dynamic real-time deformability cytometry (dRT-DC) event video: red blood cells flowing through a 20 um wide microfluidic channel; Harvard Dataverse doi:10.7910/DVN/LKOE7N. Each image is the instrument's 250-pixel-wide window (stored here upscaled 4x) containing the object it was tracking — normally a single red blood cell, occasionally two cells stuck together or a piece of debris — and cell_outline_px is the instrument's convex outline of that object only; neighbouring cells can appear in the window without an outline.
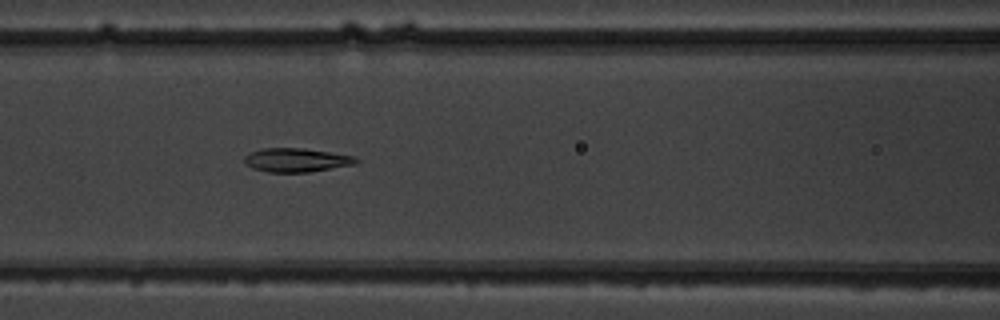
{"species": "common noctule bat (a hibernating species)", "species_latin": "Nyctalus noctula", "temperature_condition": "warm", "stored_images_in_passage": 11, "camera_frame_rate_fps": 3000, "um_per_image_px": 0.085, "animal": {"sex": "male", "body_mass_g": 19.5, "forearm_length_mm": 54.6}, "frame": {"image": 1, "passage_image": 7, "time_ms": 6.667, "image_size_px": [1000, 320], "cell_outline_px": [[360, 160], [356, 164], [308, 172], [268, 172], [252, 168], [244, 164], [244, 156], [260, 148], [304, 148], [356, 156]], "centroid_in_image_um": [25.2, 13.6], "position_along_channel_um": 141.4, "area_um2": 15.61}}
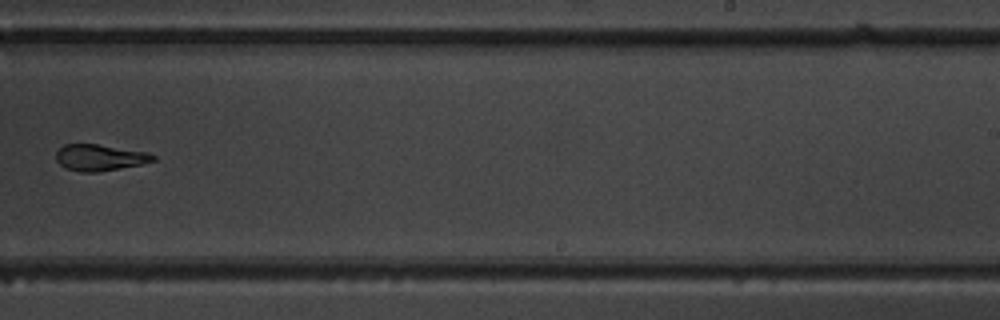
{"frame": {"image": 2, "passage_image": 10, "time_ms": 10.333, "image_size_px": [1000, 320], "cell_outline_px": [[156, 160], [140, 164], [120, 168], [96, 172], [80, 172], [64, 168], [56, 160], [56, 152], [64, 144], [96, 144], [148, 152], [156, 156]], "centroid_in_image_um": [8.46, 13.39], "position_along_channel_um": 280.5, "area_um2": 14.85}}
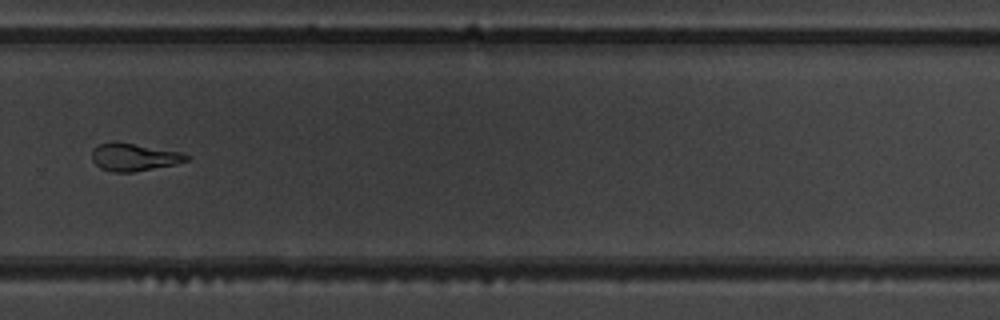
{"frame": {"image": 3, "passage_image": 11, "time_ms": 11.333, "image_size_px": [1000, 320], "cell_outline_px": [[188, 160], [176, 164], [136, 172], [112, 172], [100, 168], [92, 160], [92, 148], [100, 144], [112, 140], [116, 140], [184, 152], [188, 156]], "centroid_in_image_um": [11.38, 13.33], "position_along_channel_um": 318.4, "area_um2": 15.66}}